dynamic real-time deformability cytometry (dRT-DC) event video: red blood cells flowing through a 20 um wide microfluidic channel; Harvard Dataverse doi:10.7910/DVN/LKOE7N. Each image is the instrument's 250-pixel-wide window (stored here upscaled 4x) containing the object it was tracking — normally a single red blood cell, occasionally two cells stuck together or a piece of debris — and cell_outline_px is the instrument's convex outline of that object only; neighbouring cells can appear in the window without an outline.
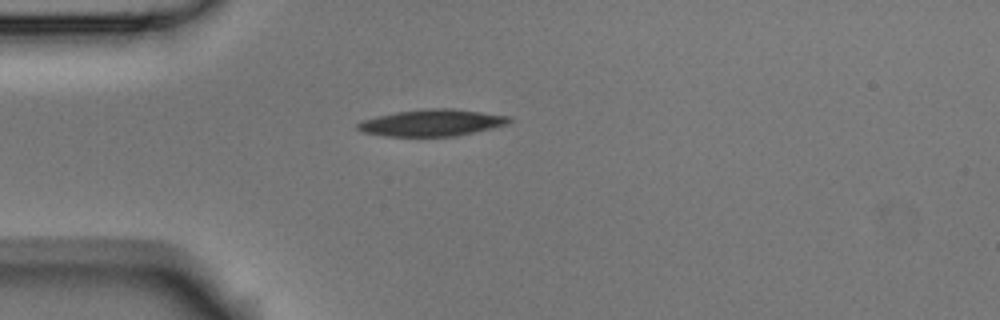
{"species": "Egyptian fruit bat (a non-hibernating species)", "species_latin": "Rousettus aegyptiacus", "temperature_condition": "room temperature", "stored_images_in_passage": 2, "camera_frame_rate_fps": 3000, "um_per_image_px": 0.085, "animal": {"sex": "male"}, "frame": {"image": 1, "passage_image": 1, "time_ms": 0.0, "image_size_px": [1000, 320], "cell_outline_px": [[512, 120], [508, 124], [492, 128], [456, 136], [388, 136], [364, 132], [356, 128], [356, 124], [364, 120], [376, 116], [396, 112], [432, 108], [452, 108], [508, 116]], "centroid_in_image_um": [36.72, 10.43], "position_along_channel_um": 48.3, "area_um2": 23.29}}